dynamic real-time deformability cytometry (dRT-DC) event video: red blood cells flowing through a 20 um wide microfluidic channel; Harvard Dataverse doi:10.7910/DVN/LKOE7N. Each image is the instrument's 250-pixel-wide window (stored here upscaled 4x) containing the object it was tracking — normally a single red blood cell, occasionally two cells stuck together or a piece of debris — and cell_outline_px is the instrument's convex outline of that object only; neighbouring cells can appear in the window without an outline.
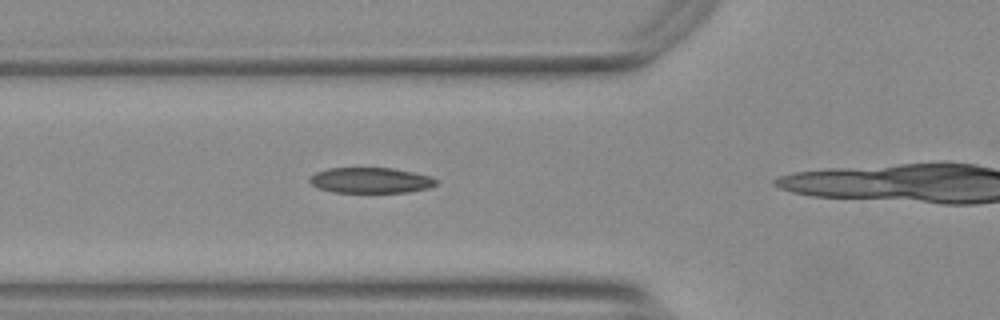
{"species": "Egyptian fruit bat (a non-hibernating species)", "species_latin": "Rousettus aegyptiacus", "temperature_condition": "warm", "stored_images_in_passage": 14, "camera_frame_rate_fps": 3000, "um_per_image_px": 0.085, "animal": {"sex": "female"}, "frame": {"image": 1, "passage_image": 10, "time_ms": 3.0, "image_size_px": [1000, 320], "cell_outline_px": [[436, 184], [428, 188], [408, 192], [332, 192], [316, 188], [308, 180], [308, 176], [316, 172], [328, 168], [392, 168], [412, 172], [428, 176], [436, 180]], "centroid_in_image_um": [31.42, 15.33], "position_along_channel_um": 94.4, "area_um2": 18.79}}